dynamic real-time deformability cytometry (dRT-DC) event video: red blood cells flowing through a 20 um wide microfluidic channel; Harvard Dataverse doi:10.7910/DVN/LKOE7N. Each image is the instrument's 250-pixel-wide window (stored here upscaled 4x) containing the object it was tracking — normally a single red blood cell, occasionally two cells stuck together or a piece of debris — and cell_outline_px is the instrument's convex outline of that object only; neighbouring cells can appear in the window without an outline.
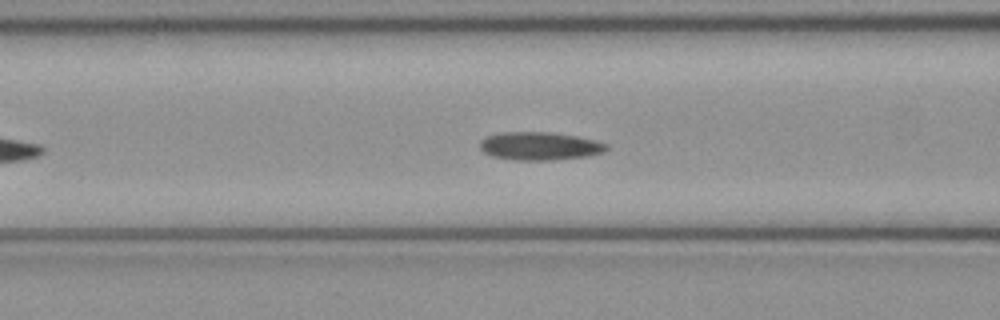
{"species": "common noctule bat (a hibernating species)", "species_latin": "Nyctalus noctula", "temperature_condition": "cold", "stored_images_in_passage": 26, "camera_frame_rate_fps": 3000, "um_per_image_px": 0.085, "animal": {"sex": "female", "body_mass_g": 21.9}, "frame": {"image": 1, "passage_image": 6, "time_ms": 1.667, "image_size_px": [1000, 320], "cell_outline_px": [[608, 148], [604, 152], [588, 156], [552, 160], [516, 160], [492, 156], [484, 152], [480, 148], [480, 140], [488, 136], [500, 132], [552, 132], [576, 136], [596, 140], [608, 144]], "centroid_in_image_um": [45.89, 12.41], "position_along_channel_um": 120.7, "area_um2": 20.81}}
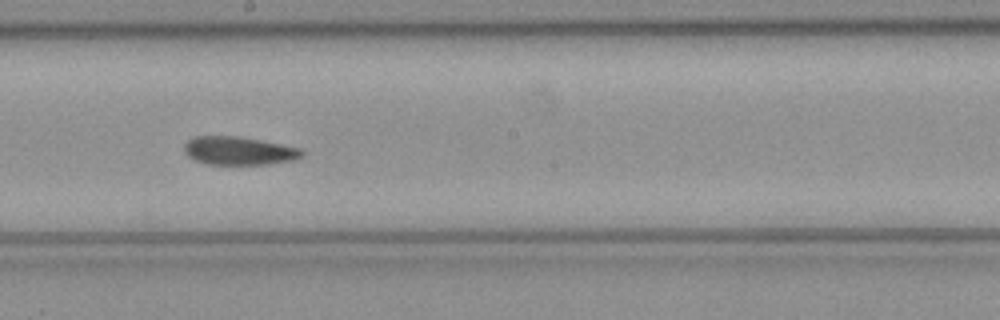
{"frame": {"image": 2, "passage_image": 14, "time_ms": 4.333, "image_size_px": [1000, 320], "cell_outline_px": [[304, 156], [292, 160], [268, 164], [208, 164], [196, 160], [188, 156], [184, 152], [184, 144], [192, 136], [236, 136], [260, 140], [300, 148], [304, 152]], "centroid_in_image_um": [20.28, 12.81], "position_along_channel_um": 227.9, "area_um2": 19.31}}
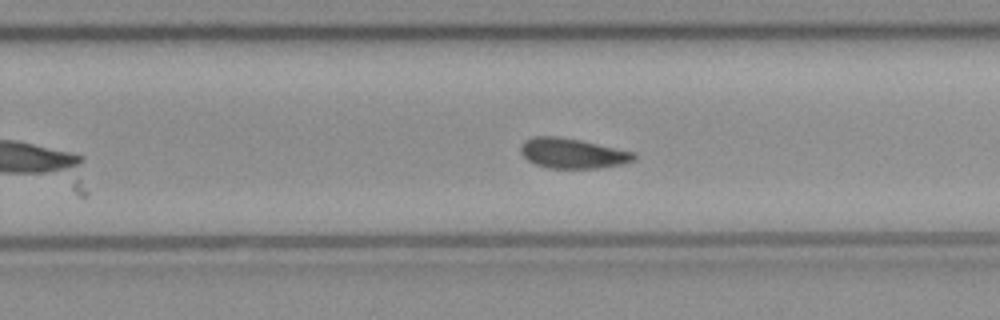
{"frame": {"image": 3, "passage_image": 18, "time_ms": 5.667, "image_size_px": [1000, 320], "cell_outline_px": [[636, 160], [624, 164], [600, 168], [548, 168], [536, 164], [528, 160], [520, 152], [520, 144], [524, 140], [532, 136], [556, 136], [580, 140], [636, 152]], "centroid_in_image_um": [48.68, 13.03], "position_along_channel_um": 281.1, "area_um2": 20.06}, "authors_computed_cell_mechanics": {"area_um2": 20.0566, "velocity_mm_per_s": 4.0126, "shape_relaxation_time_tau1_ms": 3.658, "shape_relaxation_time_tau2_ms": null, "deformation_change_tau1": 0.0992, "deformation_change_tau2": null}}